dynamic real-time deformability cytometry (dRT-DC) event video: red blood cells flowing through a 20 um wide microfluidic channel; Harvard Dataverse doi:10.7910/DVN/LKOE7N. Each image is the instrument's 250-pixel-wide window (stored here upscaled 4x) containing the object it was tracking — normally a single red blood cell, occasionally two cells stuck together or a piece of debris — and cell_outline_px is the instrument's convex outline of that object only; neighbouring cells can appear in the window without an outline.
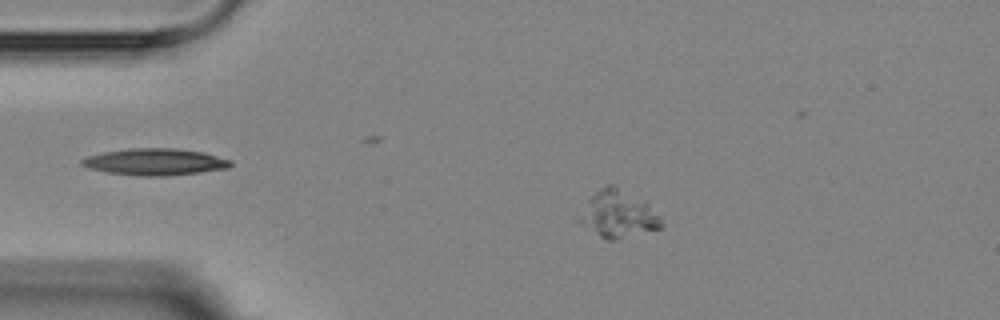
{"species": "Egyptian fruit bat (a non-hibernating species)", "species_latin": "Rousettus aegyptiacus", "temperature_condition": "room temperature", "stored_images_in_passage": 8, "camera_frame_rate_fps": 3000, "um_per_image_px": 0.085, "animal": {"sex": "female"}, "frame": {"image": 1, "passage_image": 1, "time_ms": 0.0, "image_size_px": [1000, 320], "cell_outline_px": [[664, 224], [660, 228], [616, 240], [608, 240], [600, 236], [580, 224], [576, 220], [588, 200], [600, 188], [608, 184], [612, 184], [648, 200], [660, 216]], "centroid_in_image_um": [52.58, 18.19], "position_along_channel_um": 32.4, "area_um2": 22.77}}
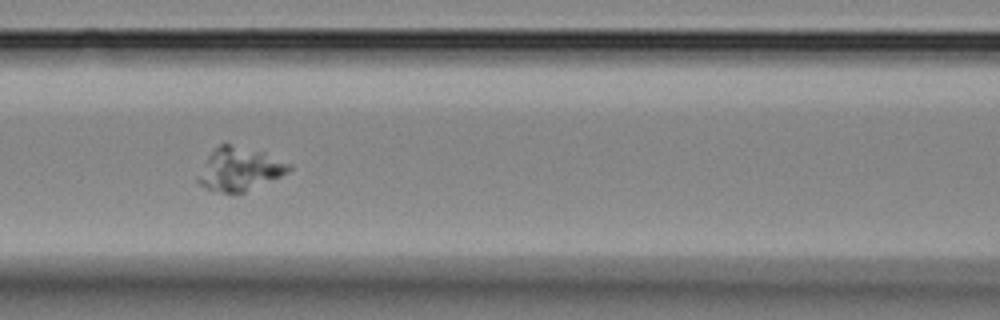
{"frame": {"image": 2, "passage_image": 5, "time_ms": 4.333, "image_size_px": [1000, 320], "cell_outline_px": [[292, 168], [288, 172], [280, 176], [244, 192], [224, 192], [204, 188], [196, 180], [196, 176], [208, 156], [220, 144], [228, 144], [264, 152], [292, 164]], "centroid_in_image_um": [20.35, 14.37], "position_along_channel_um": 146.2, "area_um2": 22.48}}
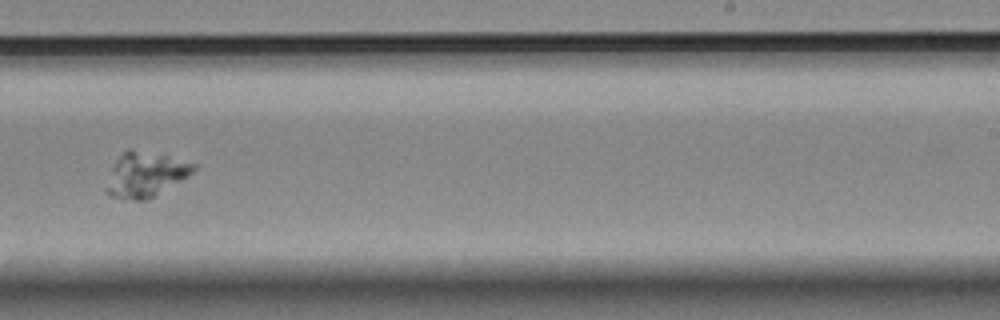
{"frame": {"image": 3, "passage_image": 8, "time_ms": 8.0, "image_size_px": [1000, 320], "cell_outline_px": [[200, 164], [188, 176], [152, 196], [144, 200], [120, 200], [112, 196], [104, 188], [112, 168], [116, 160], [128, 148]], "centroid_in_image_um": [12.33, 14.85], "position_along_channel_um": 276.7, "area_um2": 22.25}}